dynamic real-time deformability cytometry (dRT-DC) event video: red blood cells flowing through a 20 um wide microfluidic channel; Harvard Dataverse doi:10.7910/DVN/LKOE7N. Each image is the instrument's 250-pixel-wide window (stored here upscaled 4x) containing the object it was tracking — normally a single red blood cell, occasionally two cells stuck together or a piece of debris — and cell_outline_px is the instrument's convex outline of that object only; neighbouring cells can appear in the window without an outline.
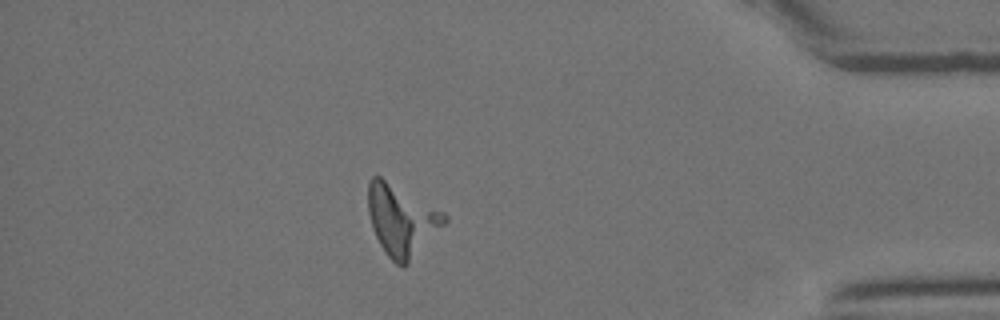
{"species": "Egyptian fruit bat (a non-hibernating species)", "species_latin": "Rousettus aegyptiacus", "temperature_condition": "room temperature", "stored_images_in_passage": 28, "segment_of_instrument_passage": [1, 2], "camera_frame_rate_fps": 3000, "um_per_image_px": 0.085, "animal": {"sex": "female"}, "frame": {"image": 1, "passage_image": 23, "time_ms": 7.333, "image_size_px": [1000, 320], "cell_outline_px": [[448, 220], [408, 264], [404, 268], [396, 264], [388, 256], [380, 244], [372, 228], [368, 212], [368, 184], [372, 176], [380, 176], [444, 212], [448, 216]], "centroid_in_image_um": [34.12, 18.71], "position_along_channel_um": 401.1, "area_um2": 31.21}}